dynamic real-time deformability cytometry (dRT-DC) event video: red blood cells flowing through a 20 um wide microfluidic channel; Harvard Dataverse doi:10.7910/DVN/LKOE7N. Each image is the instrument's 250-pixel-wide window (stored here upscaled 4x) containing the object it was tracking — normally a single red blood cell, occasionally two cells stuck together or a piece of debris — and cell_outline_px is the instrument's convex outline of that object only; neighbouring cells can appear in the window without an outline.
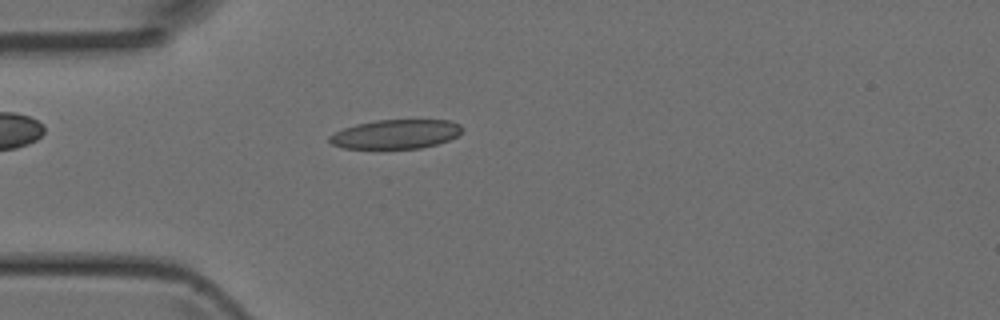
{"species": "Egyptian fruit bat (a non-hibernating species)", "species_latin": "Rousettus aegyptiacus", "temperature_condition": "room temperature", "stored_images_in_passage": 46, "camera_frame_rate_fps": 3000, "um_per_image_px": 0.085, "animal": {"sex": "female"}, "frame": {"image": 1, "passage_image": 12, "time_ms": 3.667, "image_size_px": [1000, 320], "cell_outline_px": [[464, 128], [456, 136], [448, 140], [436, 144], [420, 148], [344, 148], [332, 144], [328, 140], [328, 136], [344, 128], [356, 124], [376, 120], [448, 120], [460, 124]], "centroid_in_image_um": [33.64, 11.39], "position_along_channel_um": 51.4, "area_um2": 22.37}}
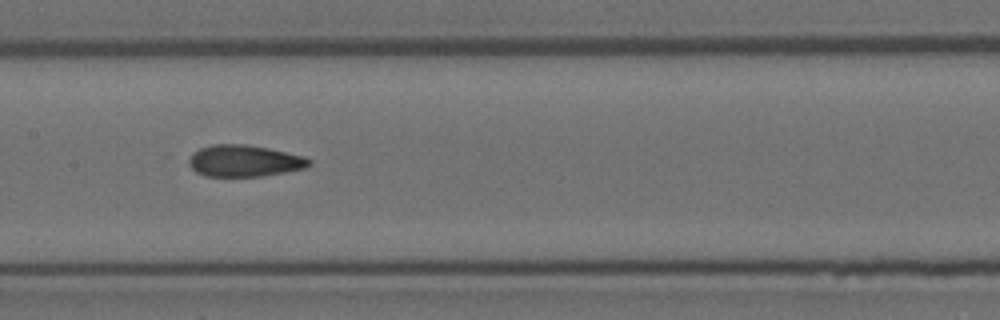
{"frame": {"image": 2, "passage_image": 22, "time_ms": 7.0, "image_size_px": [1000, 320], "cell_outline_px": [[312, 164], [308, 168], [260, 176], [204, 176], [196, 172], [188, 164], [188, 160], [192, 152], [200, 148], [212, 144], [244, 144], [268, 148], [304, 156], [312, 160]], "centroid_in_image_um": [20.77, 13.67], "position_along_channel_um": 186.6, "area_um2": 22.31}}
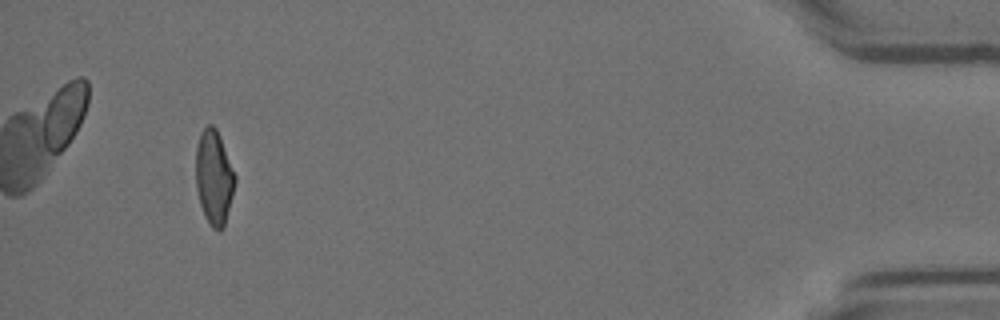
{"frame": {"image": 3, "passage_image": 43, "time_ms": 14.0, "image_size_px": [1000, 320], "cell_outline_px": [[236, 180], [224, 228], [220, 232], [212, 228], [208, 224], [204, 216], [200, 204], [196, 188], [196, 148], [200, 132], [208, 124], [212, 124], [216, 128], [220, 136], [236, 176]], "centroid_in_image_um": [18.18, 15.1], "position_along_channel_um": 417.0, "area_um2": 21.73}}